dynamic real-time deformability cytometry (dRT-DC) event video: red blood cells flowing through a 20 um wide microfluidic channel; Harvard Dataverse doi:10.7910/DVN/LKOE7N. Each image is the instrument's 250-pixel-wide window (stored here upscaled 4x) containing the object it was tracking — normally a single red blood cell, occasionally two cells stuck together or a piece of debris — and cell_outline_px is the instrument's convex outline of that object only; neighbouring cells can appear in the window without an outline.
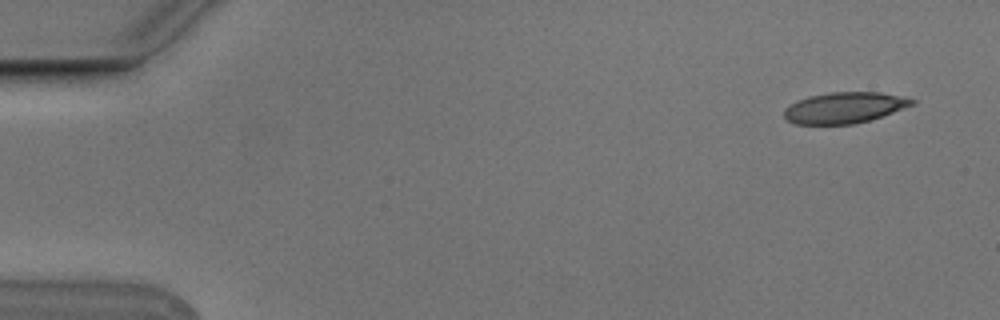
{"species": "Egyptian fruit bat (a non-hibernating species)", "species_latin": "Rousettus aegyptiacus", "temperature_condition": "cold", "stored_images_in_passage": 4, "camera_frame_rate_fps": 3000, "um_per_image_px": 0.085, "animal": {"sex": "male"}, "frame": {"image": 1, "passage_image": 1, "time_ms": 0.0, "image_size_px": [1000, 320], "cell_outline_px": [[916, 104], [868, 120], [852, 124], [796, 124], [788, 120], [784, 116], [784, 108], [796, 100], [808, 96], [828, 92], [880, 92], [916, 100]], "centroid_in_image_um": [71.73, 9.14], "position_along_channel_um": 13.3, "area_um2": 22.95}}
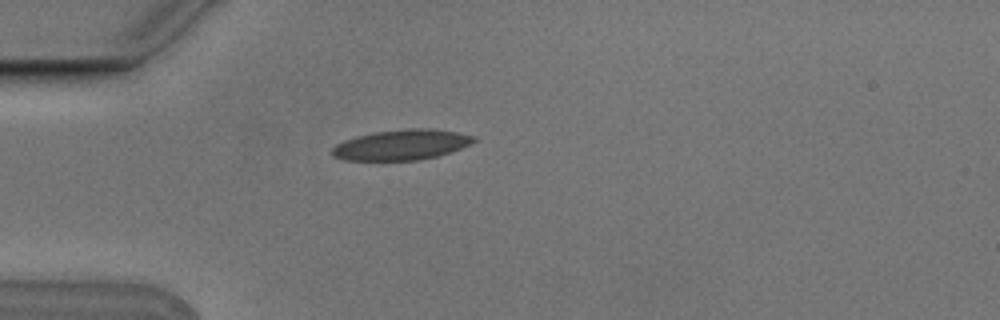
{"frame": {"image": 2, "passage_image": 4, "time_ms": 1.0, "image_size_px": [1000, 320], "cell_outline_px": [[476, 140], [452, 152], [436, 156], [416, 160], [344, 160], [332, 156], [332, 148], [336, 144], [344, 140], [356, 136], [376, 132], [412, 128], [432, 128], [456, 132], [476, 136]], "centroid_in_image_um": [34.12, 12.3], "position_along_channel_um": 50.9, "area_um2": 24.91}}